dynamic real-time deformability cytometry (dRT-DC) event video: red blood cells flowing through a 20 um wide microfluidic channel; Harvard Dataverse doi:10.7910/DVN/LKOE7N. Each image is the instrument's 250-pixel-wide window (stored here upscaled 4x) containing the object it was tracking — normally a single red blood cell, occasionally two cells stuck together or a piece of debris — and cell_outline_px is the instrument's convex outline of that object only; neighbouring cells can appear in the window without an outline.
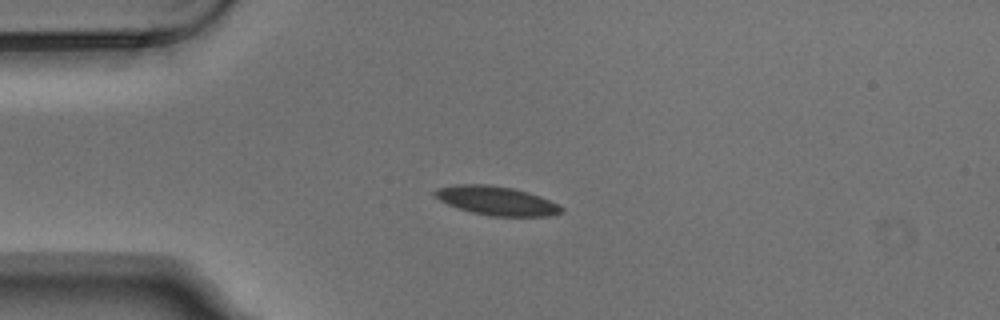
{"species": "Egyptian fruit bat (a non-hibernating species)", "species_latin": "Rousettus aegyptiacus", "temperature_condition": "warm", "stored_images_in_passage": 6, "camera_frame_rate_fps": 3000, "um_per_image_px": 0.085, "animal": {"sex": "male"}, "frame": {"image": 1, "passage_image": 3, "time_ms": 0.667, "image_size_px": [1000, 320], "cell_outline_px": [[564, 212], [552, 216], [488, 216], [472, 212], [448, 204], [440, 200], [432, 192], [436, 188], [456, 184], [488, 184], [512, 188], [528, 192], [540, 196], [560, 204], [564, 208]], "centroid_in_image_um": [42.25, 17.06], "position_along_channel_um": 42.7, "area_um2": 21.44}}
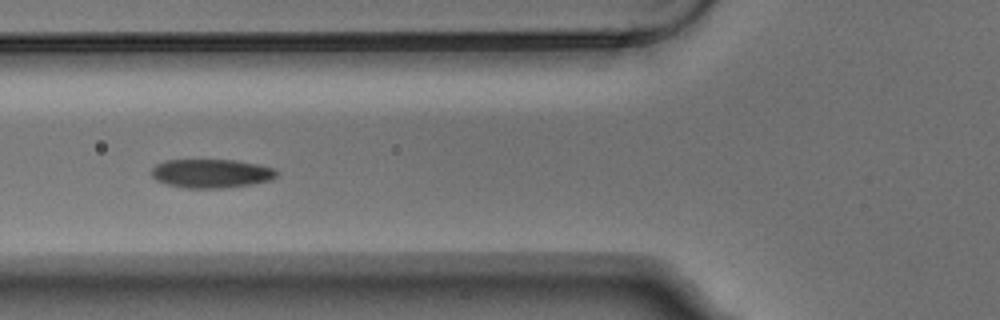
{"frame": {"image": 2, "passage_image": 5, "time_ms": 1.333, "image_size_px": [1000, 320], "cell_outline_px": [[276, 176], [272, 180], [252, 184], [224, 188], [184, 188], [168, 184], [156, 180], [152, 176], [152, 168], [156, 164], [164, 160], [236, 160], [256, 164], [272, 168], [276, 172]], "centroid_in_image_um": [17.93, 14.74], "position_along_channel_um": 107.9, "area_um2": 20.92}}
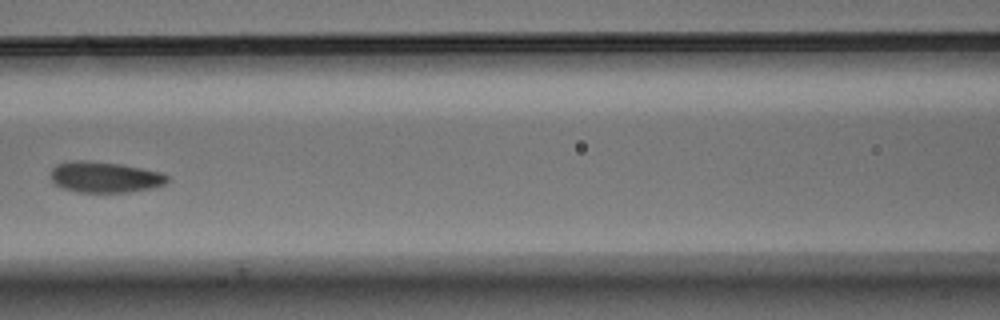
{"frame": {"image": 3, "passage_image": 6, "time_ms": 1.667, "image_size_px": [1000, 320], "cell_outline_px": [[172, 180], [164, 184], [152, 188], [128, 192], [76, 192], [52, 184], [52, 168], [56, 164], [72, 160], [88, 160], [120, 164], [160, 172], [168, 176]], "centroid_in_image_um": [8.9, 15.05], "position_along_channel_um": 157.7, "area_um2": 21.1}}